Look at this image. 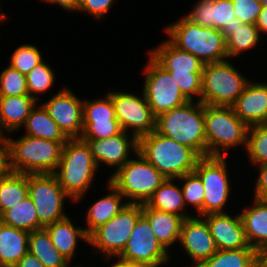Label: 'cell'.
Masks as SVG:
<instances>
[{"label":"cell","instance_id":"6da1fadb","mask_svg":"<svg viewBox=\"0 0 267 267\" xmlns=\"http://www.w3.org/2000/svg\"><path fill=\"white\" fill-rule=\"evenodd\" d=\"M98 171L87 143L80 138H73L63 145L61 159L54 174L64 192L78 204L93 187Z\"/></svg>","mask_w":267,"mask_h":267},{"label":"cell","instance_id":"7a4b0ae2","mask_svg":"<svg viewBox=\"0 0 267 267\" xmlns=\"http://www.w3.org/2000/svg\"><path fill=\"white\" fill-rule=\"evenodd\" d=\"M162 30L174 46L191 53L203 64L228 59L226 38L221 30L194 24L184 15Z\"/></svg>","mask_w":267,"mask_h":267},{"label":"cell","instance_id":"3957f363","mask_svg":"<svg viewBox=\"0 0 267 267\" xmlns=\"http://www.w3.org/2000/svg\"><path fill=\"white\" fill-rule=\"evenodd\" d=\"M138 151L164 177L173 179L194 172L200 158L189 146L156 131L138 139Z\"/></svg>","mask_w":267,"mask_h":267},{"label":"cell","instance_id":"277c9868","mask_svg":"<svg viewBox=\"0 0 267 267\" xmlns=\"http://www.w3.org/2000/svg\"><path fill=\"white\" fill-rule=\"evenodd\" d=\"M5 135L10 151L12 172L20 174L55 173L66 142H56L27 136ZM11 136V137H10Z\"/></svg>","mask_w":267,"mask_h":267},{"label":"cell","instance_id":"5b68a950","mask_svg":"<svg viewBox=\"0 0 267 267\" xmlns=\"http://www.w3.org/2000/svg\"><path fill=\"white\" fill-rule=\"evenodd\" d=\"M155 131L206 156L204 104L188 101L156 117Z\"/></svg>","mask_w":267,"mask_h":267},{"label":"cell","instance_id":"8992f818","mask_svg":"<svg viewBox=\"0 0 267 267\" xmlns=\"http://www.w3.org/2000/svg\"><path fill=\"white\" fill-rule=\"evenodd\" d=\"M204 123L206 156L229 157L231 149H246L249 127L231 106L204 104Z\"/></svg>","mask_w":267,"mask_h":267},{"label":"cell","instance_id":"52a82bcc","mask_svg":"<svg viewBox=\"0 0 267 267\" xmlns=\"http://www.w3.org/2000/svg\"><path fill=\"white\" fill-rule=\"evenodd\" d=\"M166 180L144 156L137 151L121 168L109 175V181L128 203L144 204Z\"/></svg>","mask_w":267,"mask_h":267},{"label":"cell","instance_id":"ba28073f","mask_svg":"<svg viewBox=\"0 0 267 267\" xmlns=\"http://www.w3.org/2000/svg\"><path fill=\"white\" fill-rule=\"evenodd\" d=\"M233 64L231 59L204 64L201 90L203 104L231 106L242 94L251 78L242 74Z\"/></svg>","mask_w":267,"mask_h":267},{"label":"cell","instance_id":"9c48e42d","mask_svg":"<svg viewBox=\"0 0 267 267\" xmlns=\"http://www.w3.org/2000/svg\"><path fill=\"white\" fill-rule=\"evenodd\" d=\"M227 157H200L194 172L204 185L203 216L211 213H227V203L231 201V178ZM231 191V192H230Z\"/></svg>","mask_w":267,"mask_h":267},{"label":"cell","instance_id":"30bf717a","mask_svg":"<svg viewBox=\"0 0 267 267\" xmlns=\"http://www.w3.org/2000/svg\"><path fill=\"white\" fill-rule=\"evenodd\" d=\"M141 215L142 204L128 203L116 216L93 230L88 235L92 254L119 256Z\"/></svg>","mask_w":267,"mask_h":267},{"label":"cell","instance_id":"8fae6325","mask_svg":"<svg viewBox=\"0 0 267 267\" xmlns=\"http://www.w3.org/2000/svg\"><path fill=\"white\" fill-rule=\"evenodd\" d=\"M146 66L143 67V83L140 90L155 117L179 107L189 100L181 93V90L169 72L162 68L149 54Z\"/></svg>","mask_w":267,"mask_h":267},{"label":"cell","instance_id":"7c38bea8","mask_svg":"<svg viewBox=\"0 0 267 267\" xmlns=\"http://www.w3.org/2000/svg\"><path fill=\"white\" fill-rule=\"evenodd\" d=\"M28 188L29 196L36 207L37 217L43 227L67 217L65 211L67 202L75 203L64 192L54 173L28 174Z\"/></svg>","mask_w":267,"mask_h":267},{"label":"cell","instance_id":"4fadbf2b","mask_svg":"<svg viewBox=\"0 0 267 267\" xmlns=\"http://www.w3.org/2000/svg\"><path fill=\"white\" fill-rule=\"evenodd\" d=\"M107 91L114 104L116 119L121 129L137 139L156 129L154 116L143 91L141 94L122 90Z\"/></svg>","mask_w":267,"mask_h":267},{"label":"cell","instance_id":"5bb4252c","mask_svg":"<svg viewBox=\"0 0 267 267\" xmlns=\"http://www.w3.org/2000/svg\"><path fill=\"white\" fill-rule=\"evenodd\" d=\"M138 267H163L171 261L169 253L155 237L148 220L141 215L119 255Z\"/></svg>","mask_w":267,"mask_h":267},{"label":"cell","instance_id":"9a60e30c","mask_svg":"<svg viewBox=\"0 0 267 267\" xmlns=\"http://www.w3.org/2000/svg\"><path fill=\"white\" fill-rule=\"evenodd\" d=\"M47 101L40 102L68 139L80 138L83 132V101L72 89L61 86Z\"/></svg>","mask_w":267,"mask_h":267},{"label":"cell","instance_id":"2e32d148","mask_svg":"<svg viewBox=\"0 0 267 267\" xmlns=\"http://www.w3.org/2000/svg\"><path fill=\"white\" fill-rule=\"evenodd\" d=\"M177 247H181L192 262L186 267H199L217 251L206 220L197 215L183 220Z\"/></svg>","mask_w":267,"mask_h":267},{"label":"cell","instance_id":"e0dca14e","mask_svg":"<svg viewBox=\"0 0 267 267\" xmlns=\"http://www.w3.org/2000/svg\"><path fill=\"white\" fill-rule=\"evenodd\" d=\"M87 143L99 170L107 166L115 173L138 151V139L125 131L106 139L83 140ZM104 164V165H103ZM103 165V166H102Z\"/></svg>","mask_w":267,"mask_h":267},{"label":"cell","instance_id":"ac0fdd59","mask_svg":"<svg viewBox=\"0 0 267 267\" xmlns=\"http://www.w3.org/2000/svg\"><path fill=\"white\" fill-rule=\"evenodd\" d=\"M236 213L230 211L202 216L208 224L217 250L252 248L246 239L240 212Z\"/></svg>","mask_w":267,"mask_h":267},{"label":"cell","instance_id":"d6986e66","mask_svg":"<svg viewBox=\"0 0 267 267\" xmlns=\"http://www.w3.org/2000/svg\"><path fill=\"white\" fill-rule=\"evenodd\" d=\"M251 81L231 105L234 113L248 126L267 124V82Z\"/></svg>","mask_w":267,"mask_h":267},{"label":"cell","instance_id":"ffe728a7","mask_svg":"<svg viewBox=\"0 0 267 267\" xmlns=\"http://www.w3.org/2000/svg\"><path fill=\"white\" fill-rule=\"evenodd\" d=\"M234 11L232 0H196L184 16L199 26L222 31L225 26L241 22Z\"/></svg>","mask_w":267,"mask_h":267},{"label":"cell","instance_id":"44dd1931","mask_svg":"<svg viewBox=\"0 0 267 267\" xmlns=\"http://www.w3.org/2000/svg\"><path fill=\"white\" fill-rule=\"evenodd\" d=\"M159 43L147 53L169 74L202 72L204 64L194 55L178 49L168 39Z\"/></svg>","mask_w":267,"mask_h":267},{"label":"cell","instance_id":"7402d4cb","mask_svg":"<svg viewBox=\"0 0 267 267\" xmlns=\"http://www.w3.org/2000/svg\"><path fill=\"white\" fill-rule=\"evenodd\" d=\"M106 183L107 194L100 196L87 209L85 206L80 207L86 211L84 213L86 227L85 225L83 227L88 235L116 216L128 204L125 197L109 181Z\"/></svg>","mask_w":267,"mask_h":267},{"label":"cell","instance_id":"603a6c76","mask_svg":"<svg viewBox=\"0 0 267 267\" xmlns=\"http://www.w3.org/2000/svg\"><path fill=\"white\" fill-rule=\"evenodd\" d=\"M70 216L65 217L62 220L56 221L52 224L45 226L44 228L50 235L52 244L55 248L69 261L74 260L78 252L77 248L80 244L79 241L86 242L88 244L89 237L85 232L84 227L76 226Z\"/></svg>","mask_w":267,"mask_h":267},{"label":"cell","instance_id":"cb8c5ba5","mask_svg":"<svg viewBox=\"0 0 267 267\" xmlns=\"http://www.w3.org/2000/svg\"><path fill=\"white\" fill-rule=\"evenodd\" d=\"M37 103L29 95L0 96V135L5 137L10 133H18Z\"/></svg>","mask_w":267,"mask_h":267},{"label":"cell","instance_id":"d4e9b609","mask_svg":"<svg viewBox=\"0 0 267 267\" xmlns=\"http://www.w3.org/2000/svg\"><path fill=\"white\" fill-rule=\"evenodd\" d=\"M142 215L148 220L155 237L170 253L179 243L184 219L173 213L150 208L146 203L142 204Z\"/></svg>","mask_w":267,"mask_h":267},{"label":"cell","instance_id":"484cf974","mask_svg":"<svg viewBox=\"0 0 267 267\" xmlns=\"http://www.w3.org/2000/svg\"><path fill=\"white\" fill-rule=\"evenodd\" d=\"M242 207L240 213L246 239L250 247L258 249L267 246V200H253Z\"/></svg>","mask_w":267,"mask_h":267},{"label":"cell","instance_id":"4316f807","mask_svg":"<svg viewBox=\"0 0 267 267\" xmlns=\"http://www.w3.org/2000/svg\"><path fill=\"white\" fill-rule=\"evenodd\" d=\"M146 204L150 208L162 212L173 213L183 219L193 216L192 211H187L188 209L185 206L182 189L179 180L177 179L166 178Z\"/></svg>","mask_w":267,"mask_h":267},{"label":"cell","instance_id":"83f0119b","mask_svg":"<svg viewBox=\"0 0 267 267\" xmlns=\"http://www.w3.org/2000/svg\"><path fill=\"white\" fill-rule=\"evenodd\" d=\"M222 33L226 38L228 59L232 60L237 56L240 58L241 54L244 55L248 50L252 51L263 40V36L260 35L259 29L254 24L233 23L225 26Z\"/></svg>","mask_w":267,"mask_h":267},{"label":"cell","instance_id":"f1b7e54d","mask_svg":"<svg viewBox=\"0 0 267 267\" xmlns=\"http://www.w3.org/2000/svg\"><path fill=\"white\" fill-rule=\"evenodd\" d=\"M29 234L0 221V265L15 266L28 253Z\"/></svg>","mask_w":267,"mask_h":267},{"label":"cell","instance_id":"f546056e","mask_svg":"<svg viewBox=\"0 0 267 267\" xmlns=\"http://www.w3.org/2000/svg\"><path fill=\"white\" fill-rule=\"evenodd\" d=\"M24 134L56 142H66L68 138L60 130L41 103H37L26 119Z\"/></svg>","mask_w":267,"mask_h":267},{"label":"cell","instance_id":"4dcf8cb0","mask_svg":"<svg viewBox=\"0 0 267 267\" xmlns=\"http://www.w3.org/2000/svg\"><path fill=\"white\" fill-rule=\"evenodd\" d=\"M28 252L33 254L44 267H66L69 262L52 244L45 228L30 232Z\"/></svg>","mask_w":267,"mask_h":267},{"label":"cell","instance_id":"1f68e13d","mask_svg":"<svg viewBox=\"0 0 267 267\" xmlns=\"http://www.w3.org/2000/svg\"><path fill=\"white\" fill-rule=\"evenodd\" d=\"M36 207L30 196L20 201L11 209H8L1 217L0 221L14 228L28 232L44 228L37 217Z\"/></svg>","mask_w":267,"mask_h":267},{"label":"cell","instance_id":"d6a6232c","mask_svg":"<svg viewBox=\"0 0 267 267\" xmlns=\"http://www.w3.org/2000/svg\"><path fill=\"white\" fill-rule=\"evenodd\" d=\"M29 196L28 174L12 172L0 179V217Z\"/></svg>","mask_w":267,"mask_h":267},{"label":"cell","instance_id":"836d02e7","mask_svg":"<svg viewBox=\"0 0 267 267\" xmlns=\"http://www.w3.org/2000/svg\"><path fill=\"white\" fill-rule=\"evenodd\" d=\"M199 267H256V249L217 250Z\"/></svg>","mask_w":267,"mask_h":267},{"label":"cell","instance_id":"e575fe53","mask_svg":"<svg viewBox=\"0 0 267 267\" xmlns=\"http://www.w3.org/2000/svg\"><path fill=\"white\" fill-rule=\"evenodd\" d=\"M50 65L43 60L26 75L29 96L33 97L38 103L42 101L41 97L44 96V93L50 91L56 85V82H54L57 79L56 71H53L54 69Z\"/></svg>","mask_w":267,"mask_h":267},{"label":"cell","instance_id":"d590c367","mask_svg":"<svg viewBox=\"0 0 267 267\" xmlns=\"http://www.w3.org/2000/svg\"><path fill=\"white\" fill-rule=\"evenodd\" d=\"M243 153L247 155L251 167L267 163V124L248 128L247 146Z\"/></svg>","mask_w":267,"mask_h":267},{"label":"cell","instance_id":"8d00e7d4","mask_svg":"<svg viewBox=\"0 0 267 267\" xmlns=\"http://www.w3.org/2000/svg\"><path fill=\"white\" fill-rule=\"evenodd\" d=\"M177 180H179L188 211L193 209L196 210L193 211L194 214L196 212L195 215L203 216L204 185L200 177L195 172H191L177 178Z\"/></svg>","mask_w":267,"mask_h":267},{"label":"cell","instance_id":"74e56055","mask_svg":"<svg viewBox=\"0 0 267 267\" xmlns=\"http://www.w3.org/2000/svg\"><path fill=\"white\" fill-rule=\"evenodd\" d=\"M118 121L111 97L105 93L102 97L83 101V122Z\"/></svg>","mask_w":267,"mask_h":267},{"label":"cell","instance_id":"f35d334b","mask_svg":"<svg viewBox=\"0 0 267 267\" xmlns=\"http://www.w3.org/2000/svg\"><path fill=\"white\" fill-rule=\"evenodd\" d=\"M42 56V52L35 44H21L16 49L14 48L9 58V65L20 73L27 75L37 64L45 59Z\"/></svg>","mask_w":267,"mask_h":267},{"label":"cell","instance_id":"ab89813d","mask_svg":"<svg viewBox=\"0 0 267 267\" xmlns=\"http://www.w3.org/2000/svg\"><path fill=\"white\" fill-rule=\"evenodd\" d=\"M21 95H29L26 75L8 64L0 72V96Z\"/></svg>","mask_w":267,"mask_h":267},{"label":"cell","instance_id":"60d3db41","mask_svg":"<svg viewBox=\"0 0 267 267\" xmlns=\"http://www.w3.org/2000/svg\"><path fill=\"white\" fill-rule=\"evenodd\" d=\"M189 101L201 102L202 72L170 74Z\"/></svg>","mask_w":267,"mask_h":267},{"label":"cell","instance_id":"b9f144b4","mask_svg":"<svg viewBox=\"0 0 267 267\" xmlns=\"http://www.w3.org/2000/svg\"><path fill=\"white\" fill-rule=\"evenodd\" d=\"M122 131L118 121L83 122L81 140L106 139Z\"/></svg>","mask_w":267,"mask_h":267},{"label":"cell","instance_id":"7bdbcfd3","mask_svg":"<svg viewBox=\"0 0 267 267\" xmlns=\"http://www.w3.org/2000/svg\"><path fill=\"white\" fill-rule=\"evenodd\" d=\"M232 3L236 18L242 23L256 25L263 7L261 0H232Z\"/></svg>","mask_w":267,"mask_h":267},{"label":"cell","instance_id":"ee69618b","mask_svg":"<svg viewBox=\"0 0 267 267\" xmlns=\"http://www.w3.org/2000/svg\"><path fill=\"white\" fill-rule=\"evenodd\" d=\"M117 0H80L78 13L93 16L97 21H101L114 7Z\"/></svg>","mask_w":267,"mask_h":267},{"label":"cell","instance_id":"f6af8a7d","mask_svg":"<svg viewBox=\"0 0 267 267\" xmlns=\"http://www.w3.org/2000/svg\"><path fill=\"white\" fill-rule=\"evenodd\" d=\"M259 170L256 169V173H258L257 177L255 175L256 181L254 182V187L252 193L253 198L259 200H267V163L255 166Z\"/></svg>","mask_w":267,"mask_h":267},{"label":"cell","instance_id":"bcb514c9","mask_svg":"<svg viewBox=\"0 0 267 267\" xmlns=\"http://www.w3.org/2000/svg\"><path fill=\"white\" fill-rule=\"evenodd\" d=\"M12 173L9 146L4 137L0 138V179Z\"/></svg>","mask_w":267,"mask_h":267},{"label":"cell","instance_id":"7dc6e473","mask_svg":"<svg viewBox=\"0 0 267 267\" xmlns=\"http://www.w3.org/2000/svg\"><path fill=\"white\" fill-rule=\"evenodd\" d=\"M44 3V4H53V5H58L59 8H61L64 11L70 12V13H77L80 0H38Z\"/></svg>","mask_w":267,"mask_h":267},{"label":"cell","instance_id":"c3c4849f","mask_svg":"<svg viewBox=\"0 0 267 267\" xmlns=\"http://www.w3.org/2000/svg\"><path fill=\"white\" fill-rule=\"evenodd\" d=\"M15 267H44L43 264L31 253H27Z\"/></svg>","mask_w":267,"mask_h":267},{"label":"cell","instance_id":"681fc988","mask_svg":"<svg viewBox=\"0 0 267 267\" xmlns=\"http://www.w3.org/2000/svg\"><path fill=\"white\" fill-rule=\"evenodd\" d=\"M256 27L259 29L261 36L266 34L267 37V6L263 5L257 19Z\"/></svg>","mask_w":267,"mask_h":267},{"label":"cell","instance_id":"f907efd6","mask_svg":"<svg viewBox=\"0 0 267 267\" xmlns=\"http://www.w3.org/2000/svg\"><path fill=\"white\" fill-rule=\"evenodd\" d=\"M112 258L114 261L112 260ZM104 259H105L104 261H106L108 263H110V261H112L111 262L112 265L109 264L108 265L109 267H138V266L130 263L128 260L122 259L119 256H104Z\"/></svg>","mask_w":267,"mask_h":267},{"label":"cell","instance_id":"816d5d0a","mask_svg":"<svg viewBox=\"0 0 267 267\" xmlns=\"http://www.w3.org/2000/svg\"><path fill=\"white\" fill-rule=\"evenodd\" d=\"M256 267H267V246L256 250Z\"/></svg>","mask_w":267,"mask_h":267},{"label":"cell","instance_id":"f5cc1de1","mask_svg":"<svg viewBox=\"0 0 267 267\" xmlns=\"http://www.w3.org/2000/svg\"><path fill=\"white\" fill-rule=\"evenodd\" d=\"M1 3H2V2H0V24H1V22L4 23L5 20L7 21L8 18H9V17H8L9 14H6V13L2 12V9H1V8H2V7H1L2 4H1Z\"/></svg>","mask_w":267,"mask_h":267},{"label":"cell","instance_id":"db71d44e","mask_svg":"<svg viewBox=\"0 0 267 267\" xmlns=\"http://www.w3.org/2000/svg\"><path fill=\"white\" fill-rule=\"evenodd\" d=\"M73 264H72V261H69L68 263H67V265H66V267H71ZM72 267H83L82 265H74V266H72Z\"/></svg>","mask_w":267,"mask_h":267},{"label":"cell","instance_id":"11a10c76","mask_svg":"<svg viewBox=\"0 0 267 267\" xmlns=\"http://www.w3.org/2000/svg\"><path fill=\"white\" fill-rule=\"evenodd\" d=\"M261 2L264 6H267V0H261Z\"/></svg>","mask_w":267,"mask_h":267},{"label":"cell","instance_id":"9f6ffc18","mask_svg":"<svg viewBox=\"0 0 267 267\" xmlns=\"http://www.w3.org/2000/svg\"><path fill=\"white\" fill-rule=\"evenodd\" d=\"M0 267H15V266L0 265Z\"/></svg>","mask_w":267,"mask_h":267}]
</instances>
